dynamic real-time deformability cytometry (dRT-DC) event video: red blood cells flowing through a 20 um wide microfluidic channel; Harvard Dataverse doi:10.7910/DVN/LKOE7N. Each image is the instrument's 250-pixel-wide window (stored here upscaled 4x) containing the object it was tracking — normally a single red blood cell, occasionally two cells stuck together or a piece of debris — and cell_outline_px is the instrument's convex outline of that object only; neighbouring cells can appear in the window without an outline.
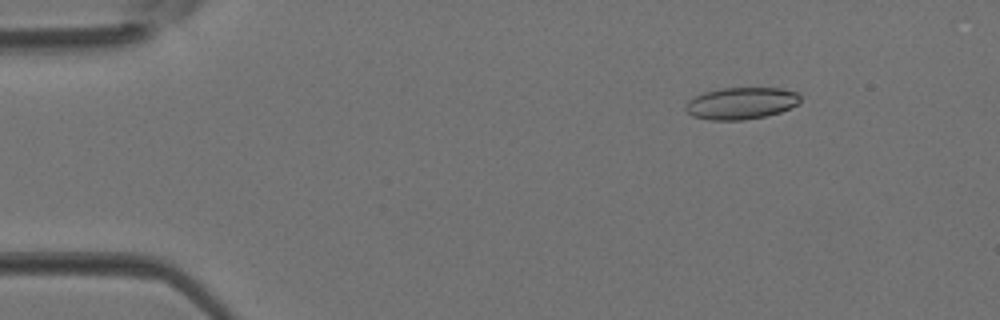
{"species": "Egyptian fruit bat (a non-hibernating species)", "species_latin": "Rousettus aegyptiacus", "temperature_condition": "room temperature", "stored_images_in_passage": 3, "camera_frame_rate_fps": 3000, "um_per_image_px": 0.085, "animal": {"sex": "female"}, "frame": {"image": 1, "passage_image": 1, "time_ms": 0.0, "image_size_px": [1000, 320], "cell_outline_px": [[800, 100], [796, 104], [780, 112], [764, 116], [744, 120], [708, 120], [692, 116], [684, 108], [684, 104], [692, 96], [704, 92], [720, 88], [780, 88], [796, 92], [800, 96]], "centroid_in_image_um": [62.92, 8.77], "position_along_channel_um": 22.1, "area_um2": 21.39}}